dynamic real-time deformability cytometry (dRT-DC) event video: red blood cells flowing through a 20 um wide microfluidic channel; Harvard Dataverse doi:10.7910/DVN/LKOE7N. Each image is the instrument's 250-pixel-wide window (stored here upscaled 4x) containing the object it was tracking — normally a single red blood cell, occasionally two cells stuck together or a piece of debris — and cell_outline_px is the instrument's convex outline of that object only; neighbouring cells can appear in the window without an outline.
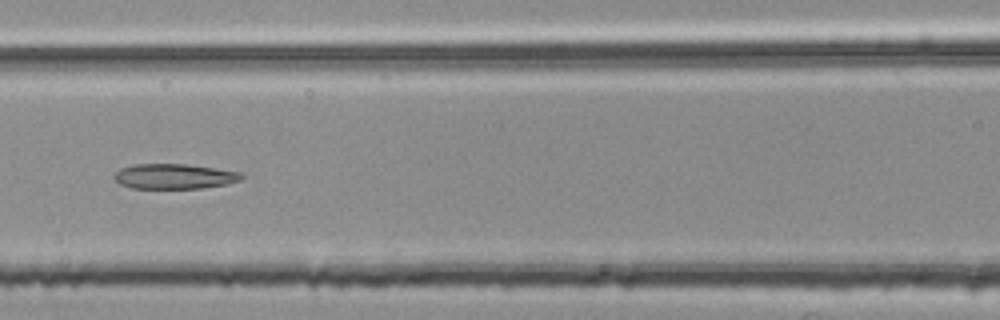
{"species": "common noctule bat (a hibernating species)", "species_latin": "Nyctalus noctula", "temperature_condition": "room temperature", "stored_images_in_passage": 47, "segment_of_instrument_passage": [2, 2], "camera_frame_rate_fps": 3000, "um_per_image_px": 0.085, "animal": {"sex": "female", "body_mass_g": 25.1}, "frame": {"image": 1, "passage_image": 18, "time_ms": 5.667, "image_size_px": [1000, 320], "cell_outline_px": [[244, 176], [240, 180], [228, 184], [200, 188], [132, 188], [120, 184], [112, 176], [120, 168], [132, 164], [184, 164], [240, 172]], "centroid_in_image_um": [14.78, 14.99], "position_along_channel_um": 151.8, "area_um2": 18.5}}
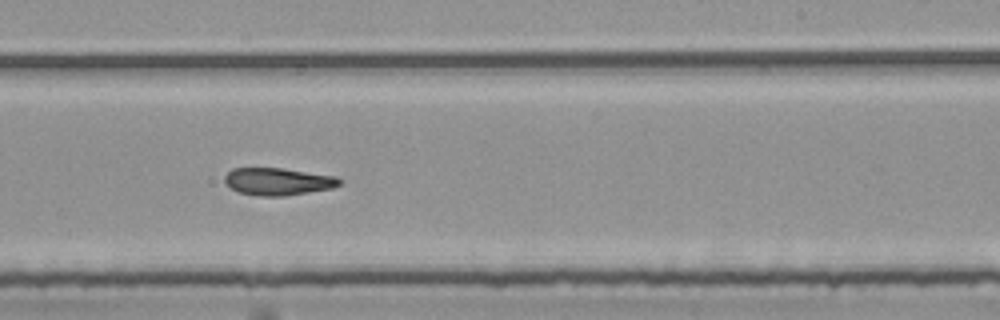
{"frame": {"image": 2, "passage_image": 27, "time_ms": 8.667, "image_size_px": [1000, 320], "cell_outline_px": [[344, 180], [340, 184], [332, 188], [284, 196], [256, 196], [240, 192], [232, 188], [224, 180], [224, 176], [232, 168], [284, 168], [336, 176]], "centroid_in_image_um": [23.65, 15.42], "position_along_channel_um": 265.3, "area_um2": 18.32}}
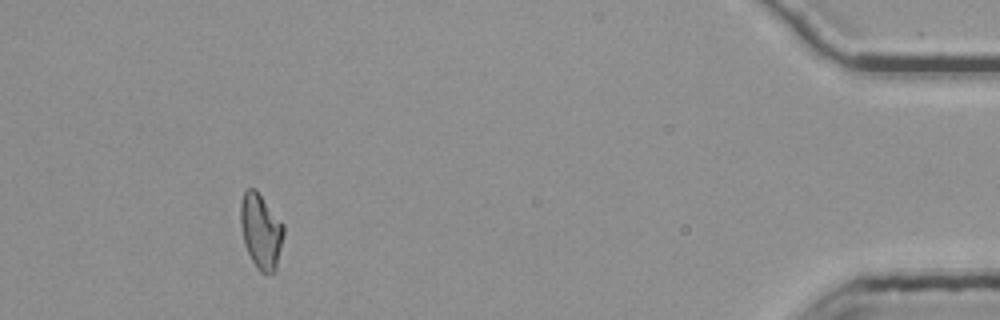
{"frame": {"image": 3, "passage_image": 44, "time_ms": 14.333, "image_size_px": [1000, 320], "cell_outline_px": [[284, 232], [276, 272], [260, 272], [256, 268], [244, 244], [240, 224], [240, 204], [244, 192], [248, 188], [256, 188], [284, 224]], "centroid_in_image_um": [22.18, 19.62], "position_along_channel_um": 413.0, "area_um2": 19.02}}